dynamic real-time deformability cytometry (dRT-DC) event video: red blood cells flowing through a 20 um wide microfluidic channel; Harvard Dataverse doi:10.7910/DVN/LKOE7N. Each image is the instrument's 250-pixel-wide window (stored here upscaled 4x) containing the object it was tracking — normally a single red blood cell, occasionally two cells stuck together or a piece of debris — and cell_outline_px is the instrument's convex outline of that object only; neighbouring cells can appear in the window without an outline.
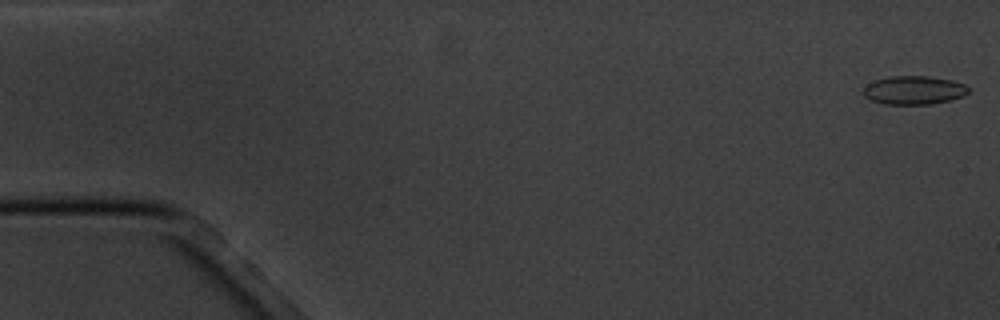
{"species": "common noctule bat (a hibernating species)", "species_latin": "Nyctalus noctula", "temperature_condition": "cold", "stored_images_in_passage": 6, "camera_frame_rate_fps": 3000, "um_per_image_px": 0.085, "animal": {"sex": "male", "body_mass_g": 20.1, "forearm_length_mm": 53.5}, "frame": {"image": 1, "passage_image": 1, "time_ms": 0.0, "image_size_px": [1000, 320], "cell_outline_px": [[968, 92], [964, 96], [948, 100], [928, 104], [884, 104], [872, 100], [864, 96], [864, 88], [868, 84], [876, 80], [892, 76], [928, 76], [952, 80], [964, 84], [968, 88]], "centroid_in_image_um": [77.69, 7.66], "position_along_channel_um": 7.3, "area_um2": 17.22}}
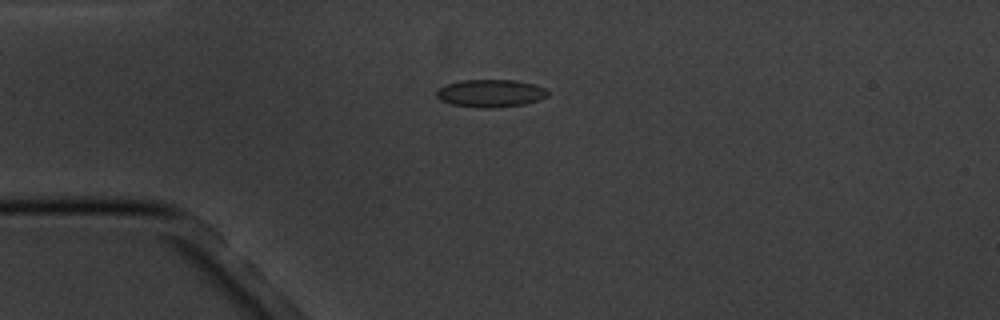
{"frame": {"image": 2, "passage_image": 4, "time_ms": 4.333, "image_size_px": [1000, 320], "cell_outline_px": [[548, 96], [524, 104], [492, 108], [480, 108], [452, 104], [440, 100], [436, 96], [436, 92], [440, 88], [448, 84], [460, 80], [516, 80], [536, 84], [544, 88], [548, 92]], "centroid_in_image_um": [41.7, 7.92], "position_along_channel_um": 43.3, "area_um2": 17.86}}
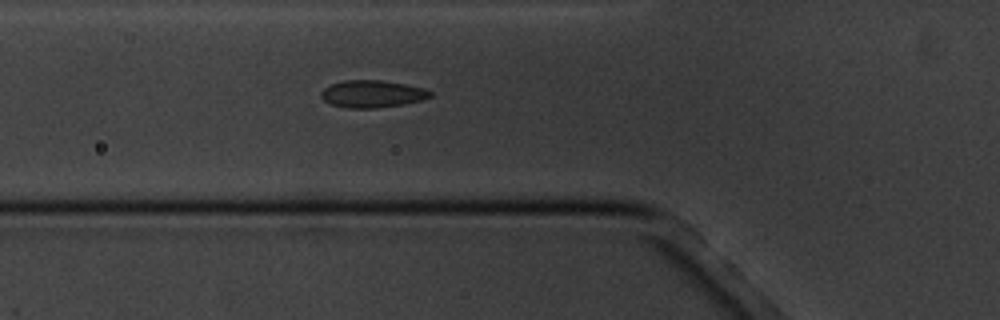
{"frame": {"image": 3, "passage_image": 6, "time_ms": 6.333, "image_size_px": [1000, 320], "cell_outline_px": [[432, 96], [424, 100], [404, 104], [376, 108], [348, 108], [332, 104], [324, 100], [320, 96], [320, 92], [324, 88], [332, 84], [344, 80], [380, 80], [404, 84], [424, 88], [432, 92]], "centroid_in_image_um": [31.66, 7.98], "position_along_channel_um": 94.1, "area_um2": 17.34}}